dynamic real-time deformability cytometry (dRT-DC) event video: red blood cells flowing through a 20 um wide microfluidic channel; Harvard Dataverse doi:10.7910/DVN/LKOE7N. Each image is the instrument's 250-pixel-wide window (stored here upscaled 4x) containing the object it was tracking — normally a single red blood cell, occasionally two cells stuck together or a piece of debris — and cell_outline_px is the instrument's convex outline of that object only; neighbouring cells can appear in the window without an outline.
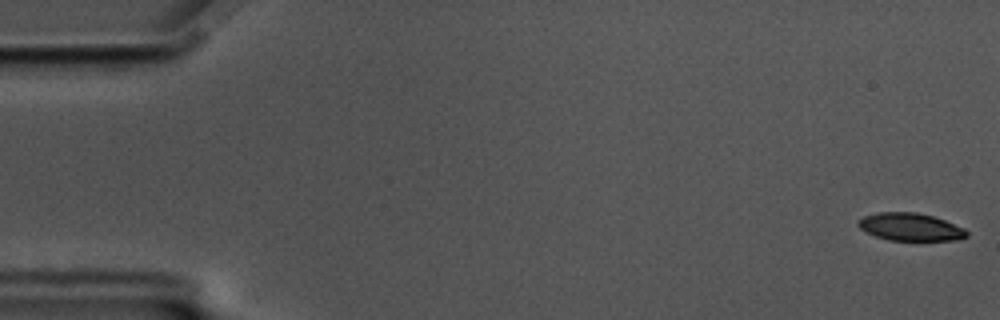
{"species": "common noctule bat (a hibernating species)", "species_latin": "Nyctalus noctula", "temperature_condition": "cold", "stored_images_in_passage": 58, "camera_frame_rate_fps": 3000, "um_per_image_px": 0.085, "animal": {"sex": "male", "body_mass_g": 17.5, "forearm_length_mm": 52.3}, "frame": {"image": 1, "passage_image": 1, "time_ms": 0.0, "image_size_px": [1000, 320], "cell_outline_px": [[968, 236], [956, 240], [888, 240], [864, 232], [856, 224], [864, 216], [876, 212], [916, 212], [932, 216], [944, 220], [964, 228], [968, 232]], "centroid_in_image_um": [77.36, 19.29], "position_along_channel_um": 7.6, "area_um2": 17.46}}
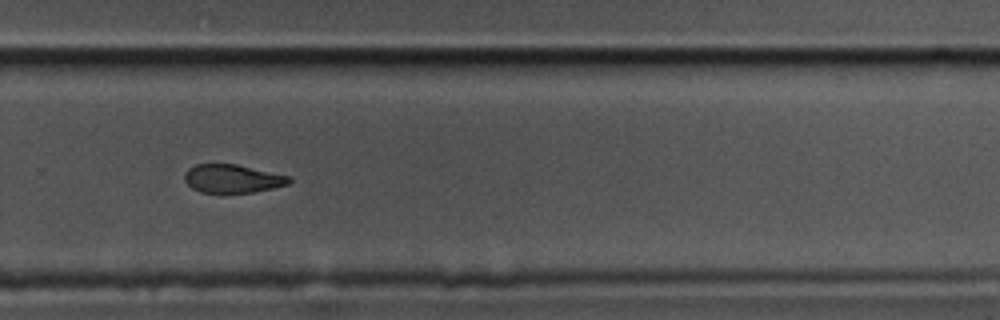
{"frame": {"image": 2, "passage_image": 39, "time_ms": 12.667, "image_size_px": [1000, 320], "cell_outline_px": [[292, 180], [288, 184], [272, 188], [252, 192], [200, 192], [192, 188], [184, 180], [184, 172], [188, 168], [196, 164], [236, 164], [292, 176]], "centroid_in_image_um": [19.76, 15.17], "position_along_channel_um": 310.0, "area_um2": 17.28}}
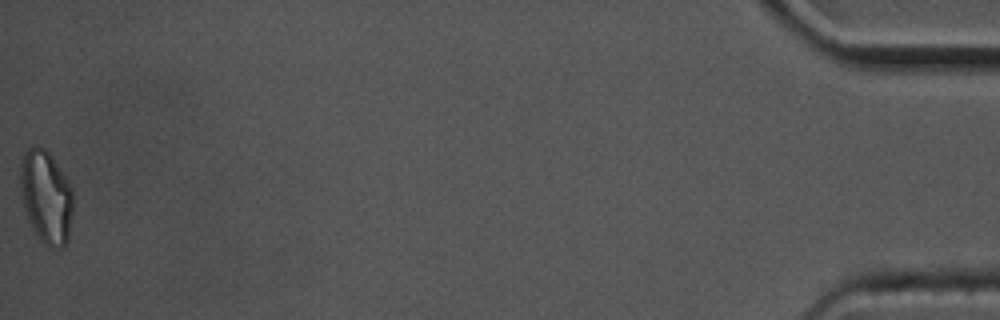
{"frame": {"image": 3, "passage_image": 58, "time_ms": 19.0, "image_size_px": [1000, 320], "cell_outline_px": [[72, 212], [68, 240], [60, 248], [48, 248], [40, 240], [28, 220], [20, 192], [20, 164], [24, 152], [32, 144], [36, 144], [44, 148], [52, 156], [68, 180], [72, 188]], "centroid_in_image_um": [3.91, 16.71], "position_along_channel_um": 431.3, "area_um2": 28.84}, "authors_computed_cell_mechanics": {"area_um2": 19.6231, "velocity_mm_per_s": 3.4923, "shape_relaxation_time_tau1_ms": 3.7957, "shape_relaxation_time_tau2_ms": 10.591, "deformation_change_tau1": 0.1131, "deformation_change_tau2": 0.1722}}